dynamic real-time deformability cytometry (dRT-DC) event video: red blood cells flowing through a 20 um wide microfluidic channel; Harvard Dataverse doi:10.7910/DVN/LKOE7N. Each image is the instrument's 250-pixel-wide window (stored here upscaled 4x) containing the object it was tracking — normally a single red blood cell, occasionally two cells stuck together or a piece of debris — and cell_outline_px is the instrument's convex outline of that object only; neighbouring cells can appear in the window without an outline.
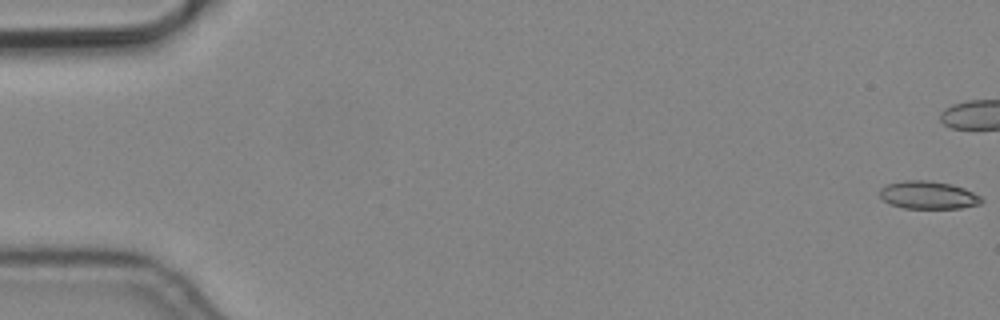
{"species": "common noctule bat (a hibernating species)", "species_latin": "Nyctalus noctula", "temperature_condition": "cold", "stored_images_in_passage": 7, "camera_frame_rate_fps": 3000, "um_per_image_px": 0.085, "animal": {"sex": "male", "body_mass_g": 19.2, "forearm_length_mm": 51.8}, "frame": {"image": 1, "passage_image": 1, "time_ms": 0.0, "image_size_px": [1000, 320], "cell_outline_px": [[984, 200], [980, 204], [960, 208], [904, 208], [892, 204], [884, 200], [880, 196], [880, 188], [888, 184], [904, 180], [924, 180], [952, 184], [964, 188], [980, 196]], "centroid_in_image_um": [78.91, 16.58], "position_along_channel_um": 6.1, "area_um2": 16.36}}